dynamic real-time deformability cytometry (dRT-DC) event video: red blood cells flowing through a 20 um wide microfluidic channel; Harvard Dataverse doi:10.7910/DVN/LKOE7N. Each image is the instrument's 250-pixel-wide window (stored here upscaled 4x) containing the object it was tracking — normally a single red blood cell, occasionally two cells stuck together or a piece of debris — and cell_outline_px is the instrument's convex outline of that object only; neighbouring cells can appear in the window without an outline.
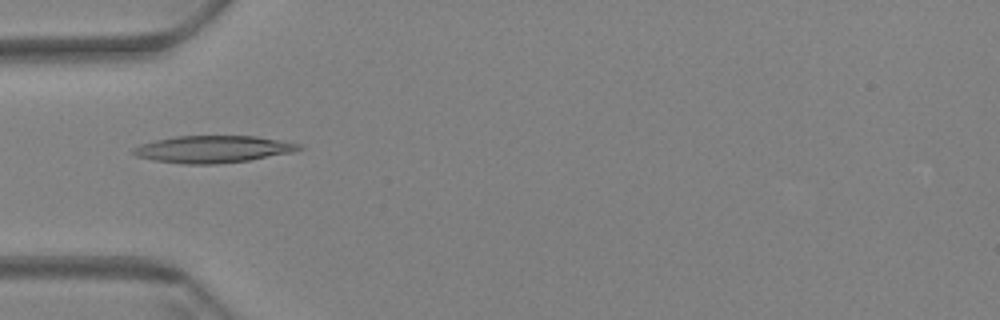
{"species": "Egyptian fruit bat (a non-hibernating species)", "species_latin": "Rousettus aegyptiacus", "temperature_condition": "warm", "stored_images_in_passage": 53, "camera_frame_rate_fps": 3000, "um_per_image_px": 0.085, "animal": {"sex": "female"}, "frame": {"image": 1, "passage_image": 13, "time_ms": 4.0, "image_size_px": [1000, 320], "cell_outline_px": [[304, 148], [292, 152], [248, 160], [216, 164], [184, 164], [152, 160], [136, 156], [128, 152], [132, 148], [140, 144], [156, 140], [176, 136], [256, 136], [280, 140], [300, 144]], "centroid_in_image_um": [18.04, 12.68], "position_along_channel_um": 67.0, "area_um2": 26.18}}
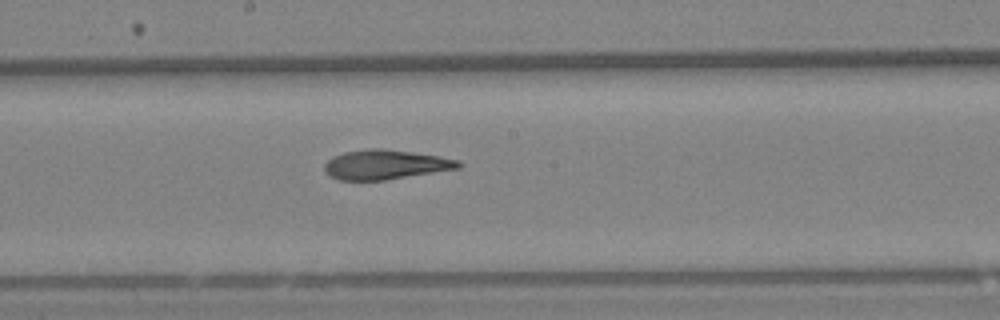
{"frame": {"image": 2, "passage_image": 26, "time_ms": 8.333, "image_size_px": [1000, 320], "cell_outline_px": [[464, 164], [460, 168], [384, 180], [340, 180], [324, 172], [324, 164], [332, 156], [344, 152], [368, 148], [384, 148], [440, 156], [460, 160]], "centroid_in_image_um": [32.77, 13.98], "position_along_channel_um": 215.4, "area_um2": 23.18}}
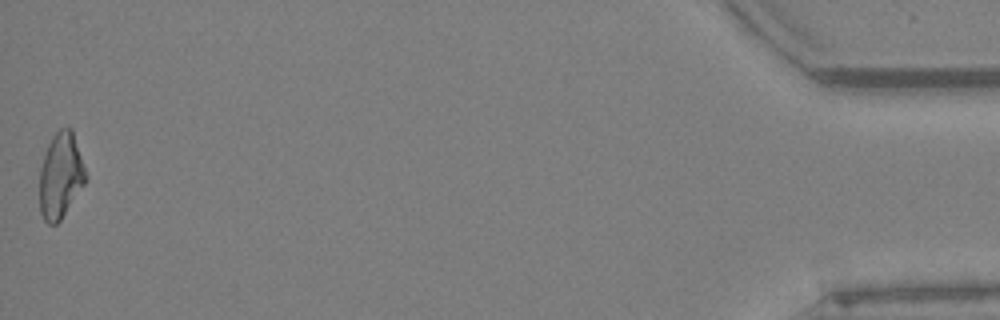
{"frame": {"image": 3, "passage_image": 53, "time_ms": 17.333, "image_size_px": [1000, 320], "cell_outline_px": [[88, 176], [84, 184], [60, 220], [56, 224], [48, 224], [44, 220], [40, 212], [40, 168], [48, 144], [52, 136], [60, 128], [72, 128]], "centroid_in_image_um": [5.16, 14.91], "position_along_channel_um": 430.0, "area_um2": 22.89}, "authors_computed_cell_mechanics": {"area_um2": 23.4668, "velocity_mm_per_s": 3.4517, "shape_relaxation_time_tau1_ms": null, "shape_relaxation_time_tau2_ms": 2.7452, "deformation_change_tau1": null, "deformation_change_tau2": 0.1205}}